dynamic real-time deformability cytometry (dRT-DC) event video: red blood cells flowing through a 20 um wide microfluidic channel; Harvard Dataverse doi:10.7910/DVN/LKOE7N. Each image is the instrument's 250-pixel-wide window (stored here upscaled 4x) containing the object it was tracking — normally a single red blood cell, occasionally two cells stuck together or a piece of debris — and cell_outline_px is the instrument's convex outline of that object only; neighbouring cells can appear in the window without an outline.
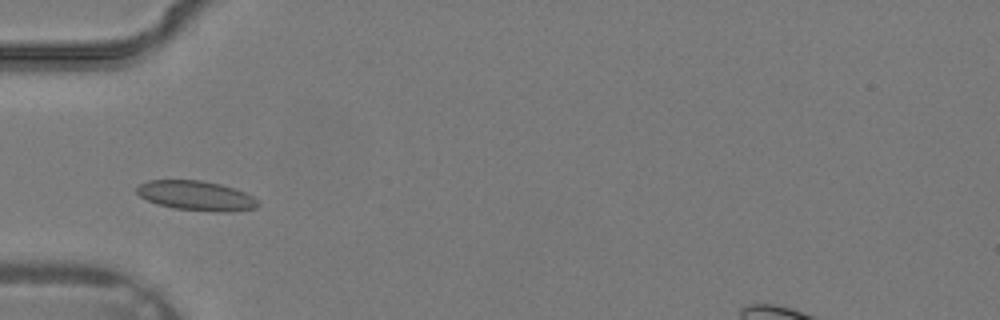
{"species": "common noctule bat (a hibernating species)", "species_latin": "Nyctalus noctula", "temperature_condition": "warm", "stored_images_in_passage": 32, "camera_frame_rate_fps": 3000, "um_per_image_px": 0.085, "animal": {"sex": "male", "body_mass_g": 19.2, "forearm_length_mm": 51.8}, "frame": {"image": 1, "passage_image": 7, "time_ms": 2.0, "image_size_px": [1000, 320], "cell_outline_px": [[260, 204], [256, 208], [228, 212], [220, 212], [172, 208], [156, 204], [140, 196], [136, 192], [136, 188], [140, 184], [148, 180], [200, 180], [220, 184], [244, 192], [260, 200]], "centroid_in_image_um": [16.68, 16.64], "position_along_channel_um": 68.3, "area_um2": 20.98}}
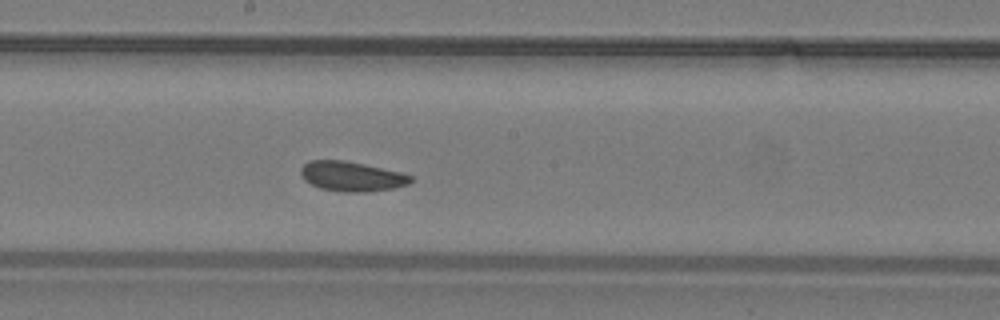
{"frame": {"image": 2, "passage_image": 15, "time_ms": 4.667, "image_size_px": [1000, 320], "cell_outline_px": [[412, 180], [408, 184], [392, 188], [368, 192], [344, 192], [320, 188], [304, 180], [300, 172], [300, 168], [304, 164], [312, 160], [344, 160], [364, 164], [400, 172], [412, 176]], "centroid_in_image_um": [29.87, 14.99], "position_along_channel_um": 218.3, "area_um2": 18.96}}
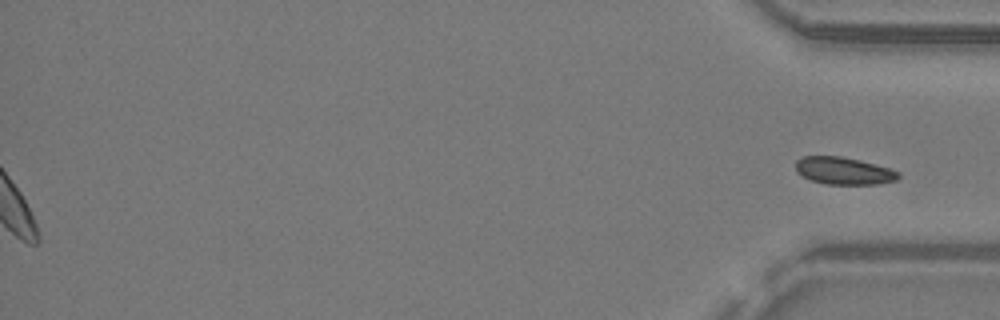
{"frame": {"image": 3, "passage_image": 32, "time_ms": 10.333, "image_size_px": [1000, 320], "cell_outline_px": [[900, 176], [896, 180], [880, 184], [828, 184], [808, 180], [800, 176], [796, 172], [796, 160], [804, 156], [840, 156], [860, 160], [888, 168], [900, 172]], "centroid_in_image_um": [71.68, 14.52], "position_along_channel_um": 363.5, "area_um2": 16.47}}